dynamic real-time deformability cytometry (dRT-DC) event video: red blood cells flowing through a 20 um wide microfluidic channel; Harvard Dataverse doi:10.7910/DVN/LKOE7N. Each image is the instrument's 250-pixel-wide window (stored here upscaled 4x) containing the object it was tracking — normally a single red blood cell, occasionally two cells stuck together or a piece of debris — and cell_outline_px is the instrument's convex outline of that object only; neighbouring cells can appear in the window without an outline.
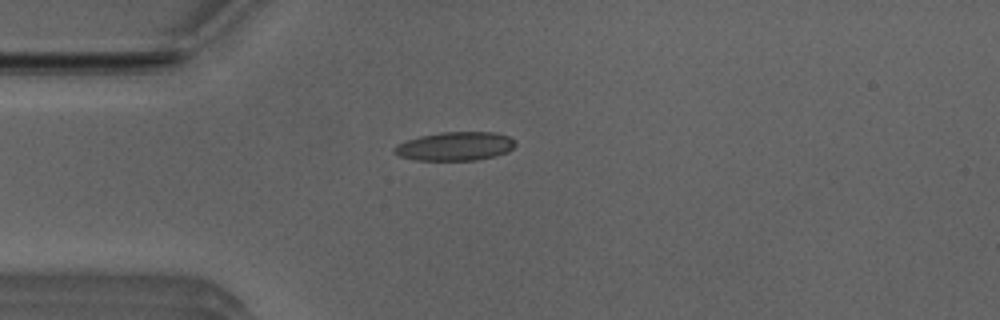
{"species": "Egyptian fruit bat (a non-hibernating species)", "species_latin": "Rousettus aegyptiacus", "temperature_condition": "room temperature", "stored_images_in_passage": 34, "camera_frame_rate_fps": 3000, "um_per_image_px": 0.085, "animal": {"sex": "male"}, "frame": {"image": 1, "passage_image": 1, "time_ms": 0.0, "image_size_px": [1000, 320], "cell_outline_px": [[516, 144], [508, 152], [476, 160], [416, 160], [400, 156], [392, 152], [392, 148], [396, 144], [420, 136], [440, 132], [496, 132], [508, 136]], "centroid_in_image_um": [38.65, 12.43], "position_along_channel_um": 46.4, "area_um2": 20.17}}
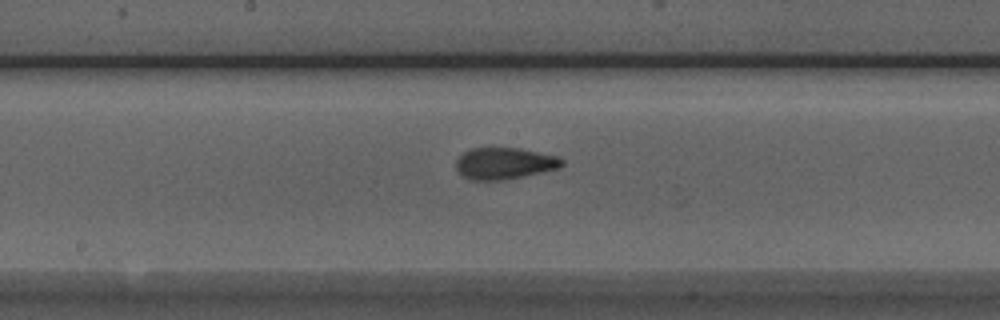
{"frame": {"image": 2, "passage_image": 14, "time_ms": 4.333, "image_size_px": [1000, 320], "cell_outline_px": [[564, 164], [560, 168], [504, 180], [468, 180], [456, 168], [456, 160], [464, 152], [472, 148], [520, 148], [556, 156], [564, 160]], "centroid_in_image_um": [42.88, 13.89], "position_along_channel_um": 205.3, "area_um2": 19.42}}
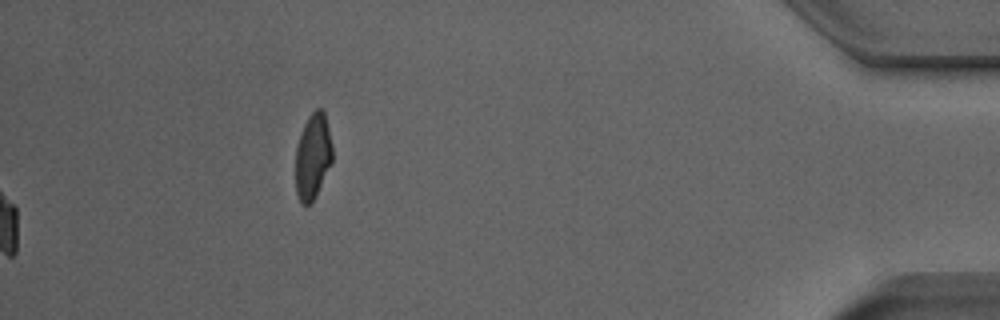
{"frame": {"image": 3, "passage_image": 34, "time_ms": 11.0, "image_size_px": [1000, 320], "cell_outline_px": [[332, 160], [312, 204], [300, 204], [296, 192], [296, 148], [300, 132], [308, 116], [316, 108], [320, 108], [324, 112], [332, 144]], "centroid_in_image_um": [26.57, 13.29], "position_along_channel_um": 408.6, "area_um2": 18.32}, "authors_computed_cell_mechanics": {"area_um2": 19.8254, "velocity_mm_per_s": 3.9765, "shape_relaxation_time_tau1_ms": 6.6257, "shape_relaxation_time_tau2_ms": 1.4861, "deformation_change_tau1": 0.1829, "deformation_change_tau2": 0.0942}}